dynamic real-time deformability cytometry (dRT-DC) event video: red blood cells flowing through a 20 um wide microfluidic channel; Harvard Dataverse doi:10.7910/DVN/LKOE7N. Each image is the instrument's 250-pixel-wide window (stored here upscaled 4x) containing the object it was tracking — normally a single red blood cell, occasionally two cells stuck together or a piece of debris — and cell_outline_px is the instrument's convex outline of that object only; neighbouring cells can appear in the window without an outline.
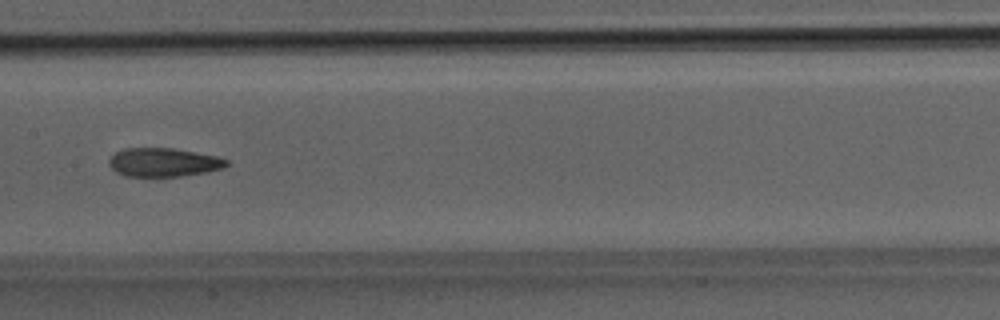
{"species": "Egyptian fruit bat (a non-hibernating species)", "species_latin": "Rousettus aegyptiacus", "temperature_condition": "room temperature", "stored_images_in_passage": 39, "camera_frame_rate_fps": 3000, "um_per_image_px": 0.085, "animal": {"sex": "male"}, "frame": {"image": 1, "passage_image": 20, "time_ms": 6.333, "image_size_px": [1000, 320], "cell_outline_px": [[228, 164], [224, 168], [208, 172], [180, 176], [124, 176], [116, 172], [108, 164], [108, 160], [116, 152], [124, 148], [172, 148], [216, 156], [228, 160]], "centroid_in_image_um": [13.89, 13.8], "position_along_channel_um": 193.5, "area_um2": 19.59}}
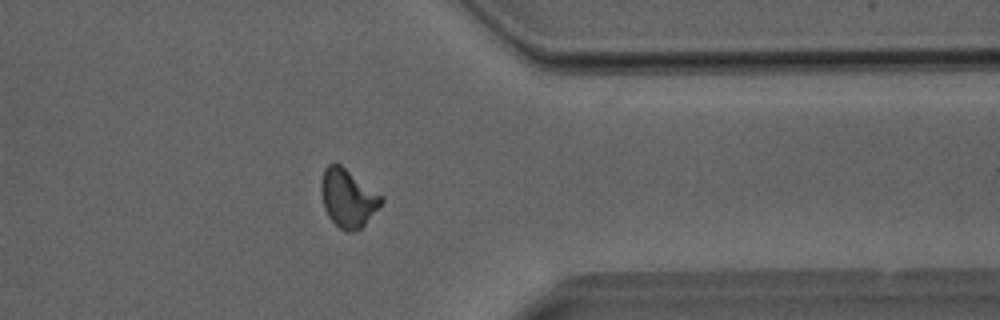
{"frame": {"image": 2, "passage_image": 31, "time_ms": 10.0, "image_size_px": [1000, 320], "cell_outline_px": [[384, 200], [364, 224], [360, 228], [352, 232], [344, 232], [328, 216], [324, 208], [320, 192], [320, 184], [324, 168], [332, 160], [340, 164], [384, 196]], "centroid_in_image_um": [29.54, 16.8], "position_along_channel_um": 381.9, "area_um2": 20.52}}
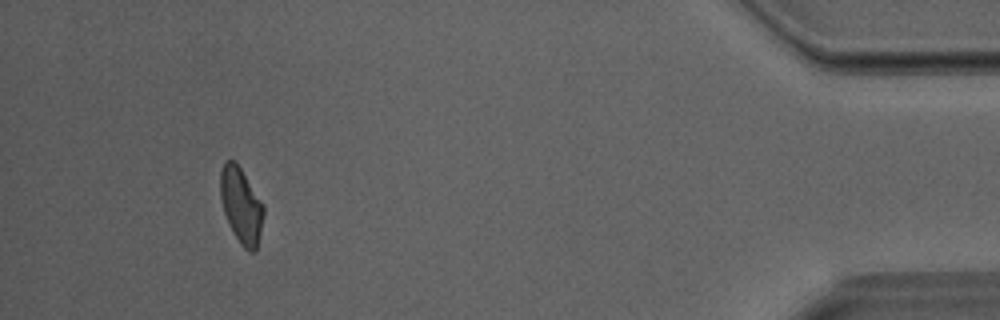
{"frame": {"image": 3, "passage_image": 36, "time_ms": 11.667, "image_size_px": [1000, 320], "cell_outline_px": [[264, 216], [256, 252], [248, 252], [240, 244], [228, 224], [224, 212], [220, 196], [220, 172], [224, 160], [236, 160], [264, 204]], "centroid_in_image_um": [20.5, 17.45], "position_along_channel_um": 414.7, "area_um2": 19.42}}